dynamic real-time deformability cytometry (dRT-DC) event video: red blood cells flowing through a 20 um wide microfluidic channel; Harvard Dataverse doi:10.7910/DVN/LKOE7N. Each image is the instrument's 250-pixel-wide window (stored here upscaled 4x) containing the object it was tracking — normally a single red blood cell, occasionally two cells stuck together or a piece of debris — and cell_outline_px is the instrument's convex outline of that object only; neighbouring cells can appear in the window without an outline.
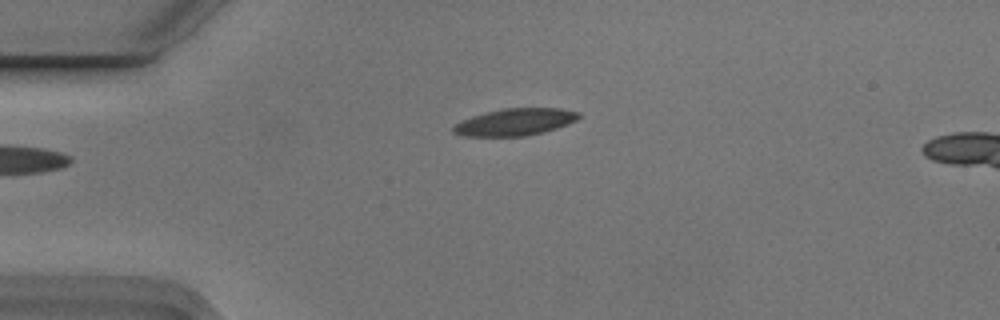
{"species": "Egyptian fruit bat (a non-hibernating species)", "species_latin": "Rousettus aegyptiacus", "temperature_condition": "cold", "stored_images_in_passage": 4, "camera_frame_rate_fps": 3000, "um_per_image_px": 0.085, "animal": {"sex": "male"}, "frame": {"image": 1, "passage_image": 4, "time_ms": 1.0, "image_size_px": [1000, 320], "cell_outline_px": [[580, 116], [576, 120], [568, 124], [544, 132], [524, 136], [464, 136], [452, 132], [452, 128], [456, 124], [472, 116], [504, 108], [560, 108], [580, 112]], "centroid_in_image_um": [43.81, 10.37], "position_along_channel_um": 41.2, "area_um2": 19.59}}